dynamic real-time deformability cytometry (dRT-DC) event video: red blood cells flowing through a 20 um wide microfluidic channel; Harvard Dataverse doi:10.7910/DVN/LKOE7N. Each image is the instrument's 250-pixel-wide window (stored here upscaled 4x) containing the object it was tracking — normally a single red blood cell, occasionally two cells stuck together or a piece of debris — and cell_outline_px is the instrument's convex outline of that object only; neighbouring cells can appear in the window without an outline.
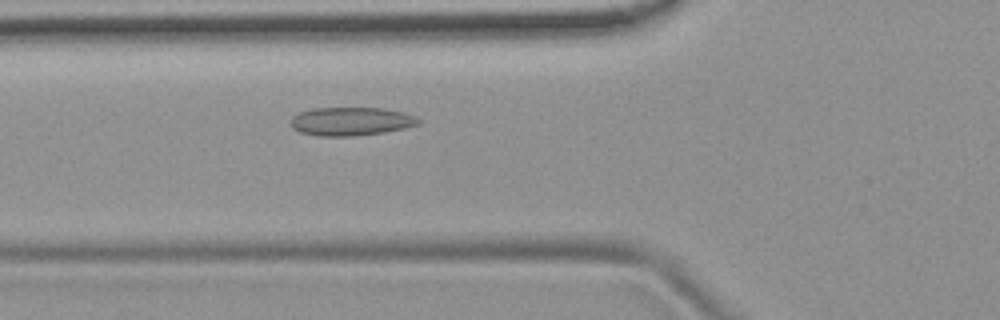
{"species": "common noctule bat (a hibernating species)", "species_latin": "Nyctalus noctula", "temperature_condition": "room temperature", "stored_images_in_passage": 43, "camera_frame_rate_fps": 3000, "um_per_image_px": 0.085, "animal": {"sex": "female", "body_mass_g": 19.9}, "frame": {"image": 1, "passage_image": 9, "time_ms": 2.667, "image_size_px": [1000, 320], "cell_outline_px": [[420, 124], [404, 128], [384, 132], [352, 136], [316, 136], [300, 132], [292, 128], [292, 116], [300, 112], [312, 108], [384, 108], [404, 112], [416, 116], [420, 120]], "centroid_in_image_um": [29.85, 10.31], "position_along_channel_um": 96.0, "area_um2": 21.21}}
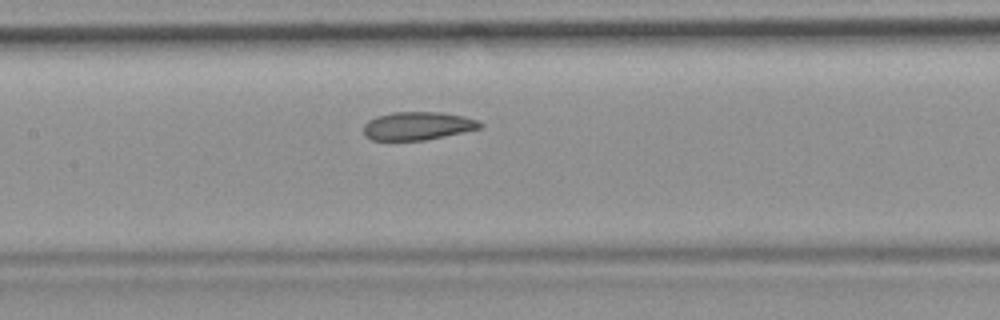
{"frame": {"image": 2, "passage_image": 15, "time_ms": 4.667, "image_size_px": [1000, 320], "cell_outline_px": [[484, 124], [480, 128], [424, 140], [372, 140], [364, 132], [364, 124], [368, 120], [376, 116], [392, 112], [440, 112], [464, 116], [480, 120]], "centroid_in_image_um": [35.51, 10.68], "position_along_channel_um": 171.9, "area_um2": 19.02}}
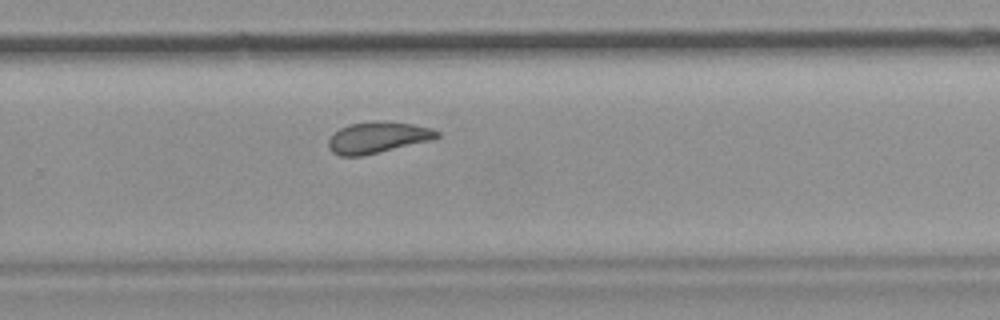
{"frame": {"image": 3, "passage_image": 25, "time_ms": 8.0, "image_size_px": [1000, 320], "cell_outline_px": [[440, 136], [428, 140], [360, 156], [340, 156], [332, 152], [328, 148], [328, 140], [340, 128], [348, 124], [372, 120], [384, 120], [412, 124], [432, 128], [440, 132]], "centroid_in_image_um": [32.06, 11.65], "position_along_channel_um": 297.7, "area_um2": 19.59}, "authors_computed_cell_mechanics": {"area_um2": 20.0566, "velocity_mm_per_s": 3.7901, "shape_relaxation_time_tau1_ms": null, "shape_relaxation_time_tau2_ms": 2.3287, "deformation_change_tau1": null, "deformation_change_tau2": 0.074}}